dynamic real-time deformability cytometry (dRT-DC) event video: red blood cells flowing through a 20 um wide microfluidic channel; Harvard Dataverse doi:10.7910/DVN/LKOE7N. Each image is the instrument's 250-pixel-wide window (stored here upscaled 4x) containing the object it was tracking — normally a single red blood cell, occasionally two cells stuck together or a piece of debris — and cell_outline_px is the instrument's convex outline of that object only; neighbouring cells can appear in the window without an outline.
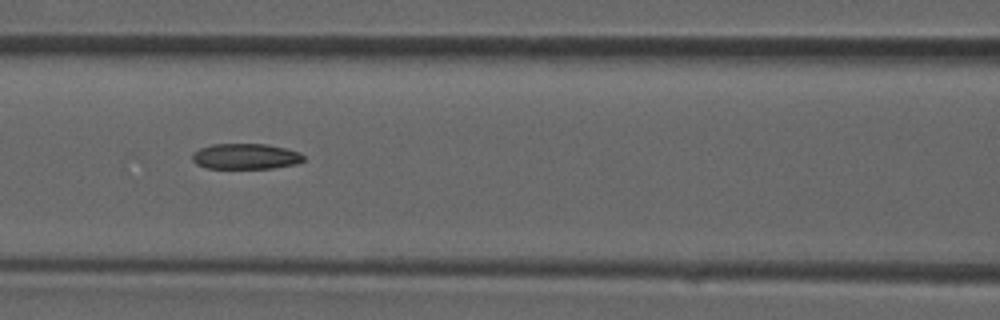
{"species": "common noctule bat (a hibernating species)", "species_latin": "Nyctalus noctula", "temperature_condition": "room temperature", "stored_images_in_passage": 39, "camera_frame_rate_fps": 3000, "um_per_image_px": 0.085, "animal": {"sex": "male", "forearm_length_mm": 52.5}, "frame": {"image": 1, "passage_image": 17, "time_ms": 5.333, "image_size_px": [1000, 320], "cell_outline_px": [[304, 160], [296, 164], [272, 168], [208, 168], [196, 164], [192, 160], [192, 152], [200, 148], [212, 144], [268, 144], [300, 152], [304, 156]], "centroid_in_image_um": [20.86, 13.29], "position_along_channel_um": 145.7, "area_um2": 16.65}}